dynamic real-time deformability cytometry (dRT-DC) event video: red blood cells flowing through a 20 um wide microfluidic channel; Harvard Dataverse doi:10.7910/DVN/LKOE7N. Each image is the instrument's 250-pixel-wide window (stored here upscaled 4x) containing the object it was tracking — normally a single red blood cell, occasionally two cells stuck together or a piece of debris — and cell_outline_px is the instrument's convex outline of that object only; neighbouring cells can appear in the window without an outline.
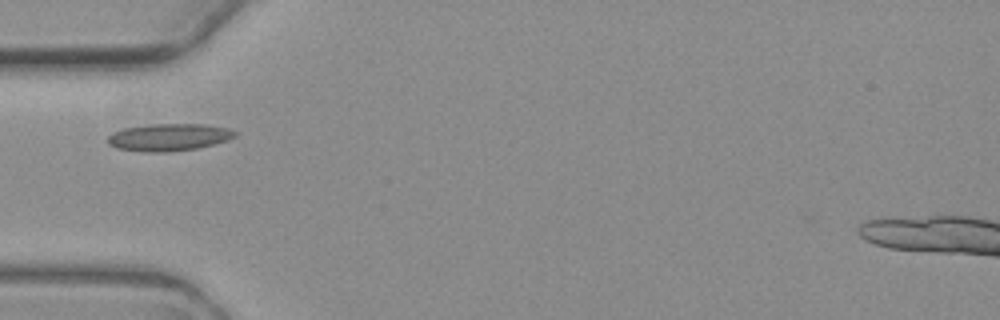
{"species": "common noctule bat (a hibernating species)", "species_latin": "Nyctalus noctula", "temperature_condition": "warm", "stored_images_in_passage": 2, "camera_frame_rate_fps": 3000, "um_per_image_px": 0.085, "animal": {"sex": "female", "body_mass_g": 19.3, "forearm_length_mm": 54.1}, "frame": {"image": 1, "passage_image": 1, "time_ms": 0.0, "image_size_px": [1000, 320], "cell_outline_px": [[240, 132], [236, 136], [228, 140], [196, 148], [168, 152], [144, 152], [116, 148], [108, 144], [108, 136], [112, 132], [124, 128], [152, 124], [204, 124], [228, 128]], "centroid_in_image_um": [14.36, 11.66], "position_along_channel_um": 70.6, "area_um2": 20.29}}
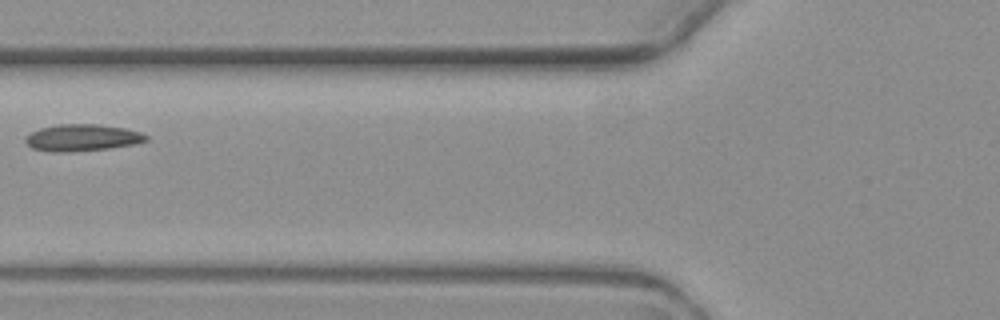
{"frame": {"image": 2, "passage_image": 2, "time_ms": 1.333, "image_size_px": [1000, 320], "cell_outline_px": [[148, 140], [136, 144], [108, 148], [72, 152], [52, 152], [32, 148], [24, 140], [24, 136], [40, 128], [56, 124], [96, 124], [124, 128], [140, 132], [148, 136]], "centroid_in_image_um": [6.97, 11.7], "position_along_channel_um": 118.8, "area_um2": 18.9}}